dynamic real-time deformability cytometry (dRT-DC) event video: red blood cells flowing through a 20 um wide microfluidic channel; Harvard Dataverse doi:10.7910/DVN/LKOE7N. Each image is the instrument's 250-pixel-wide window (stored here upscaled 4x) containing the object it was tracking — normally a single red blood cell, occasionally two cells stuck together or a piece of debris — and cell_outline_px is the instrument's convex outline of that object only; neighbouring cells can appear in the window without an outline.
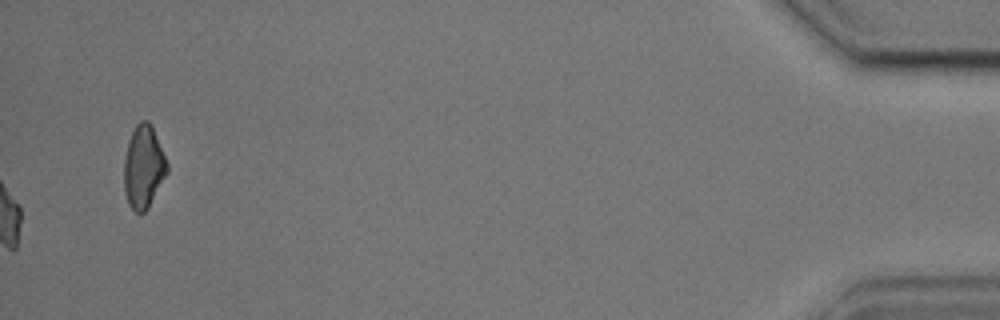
{"species": "common noctule bat (a hibernating species)", "species_latin": "Nyctalus noctula", "temperature_condition": "cold", "stored_images_in_passage": 50, "camera_frame_rate_fps": 3000, "um_per_image_px": 0.085, "animal": {"sex": "male", "body_mass_g": 17.9, "forearm_length_mm": 54.2}, "frame": {"image": 1, "passage_image": 50, "time_ms": 16.333, "image_size_px": [1000, 320], "cell_outline_px": [[168, 172], [148, 208], [144, 212], [136, 212], [128, 204], [124, 188], [124, 160], [128, 140], [136, 124], [140, 120], [148, 120], [152, 124], [168, 164]], "centroid_in_image_um": [12.2, 14.16], "position_along_channel_um": 423.0, "area_um2": 20.87}, "authors_computed_cell_mechanics": {"area_um2": 16.5597, "velocity_mm_per_s": 3.5922, "shape_relaxation_time_tau1_ms": 6.9904, "shape_relaxation_time_tau2_ms": 10.4889, "deformation_change_tau1": 0.1574, "deformation_change_tau2": 0.1504}}